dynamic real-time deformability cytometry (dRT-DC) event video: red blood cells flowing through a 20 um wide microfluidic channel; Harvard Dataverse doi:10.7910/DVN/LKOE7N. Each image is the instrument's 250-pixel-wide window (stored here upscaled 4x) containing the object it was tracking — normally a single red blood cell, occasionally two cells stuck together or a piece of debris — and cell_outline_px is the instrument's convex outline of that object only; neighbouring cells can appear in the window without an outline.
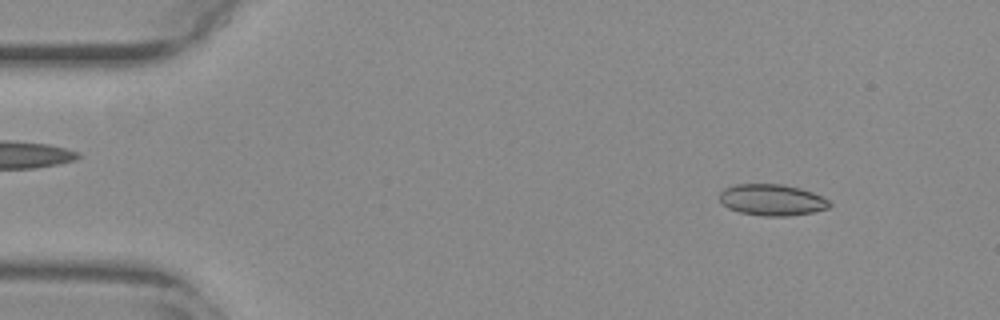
{"species": "common noctule bat (a hibernating species)", "species_latin": "Nyctalus noctula", "temperature_condition": "warm", "stored_images_in_passage": 54, "camera_frame_rate_fps": 3000, "um_per_image_px": 0.085, "animal": {"sex": "female", "body_mass_g": 29.2, "forearm_length_mm": 56.3}, "frame": {"image": 1, "passage_image": 6, "time_ms": 1.667, "image_size_px": [1000, 320], "cell_outline_px": [[832, 204], [828, 208], [812, 212], [788, 216], [764, 216], [740, 212], [728, 208], [720, 200], [720, 192], [724, 188], [736, 184], [784, 184], [800, 188], [812, 192], [832, 200]], "centroid_in_image_um": [65.65, 16.98], "position_along_channel_um": 19.3, "area_um2": 20.17}}
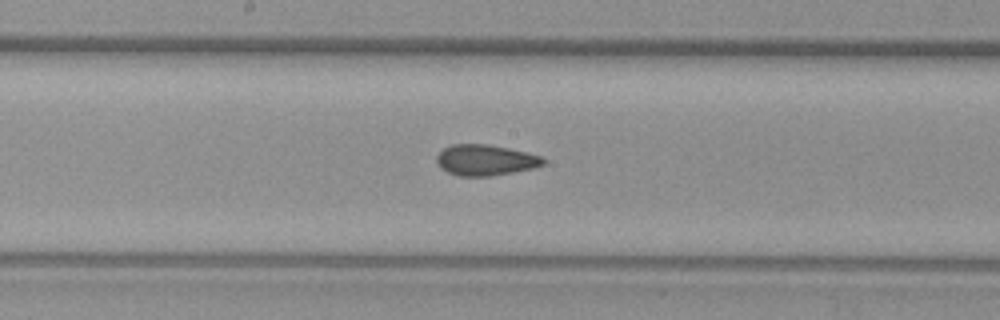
{"frame": {"image": 2, "passage_image": 28, "time_ms": 9.0, "image_size_px": [1000, 320], "cell_outline_px": [[544, 164], [532, 168], [512, 172], [488, 176], [460, 176], [448, 172], [440, 168], [436, 164], [436, 156], [444, 148], [452, 144], [484, 144], [508, 148], [544, 156]], "centroid_in_image_um": [41.23, 13.6], "position_along_channel_um": 207.0, "area_um2": 19.07}}
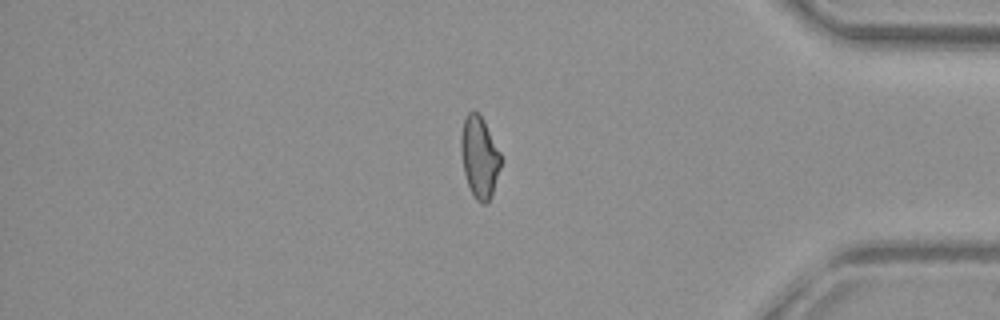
{"frame": {"image": 3, "passage_image": 45, "time_ms": 14.667, "image_size_px": [1000, 320], "cell_outline_px": [[500, 168], [492, 196], [484, 204], [476, 200], [468, 184], [464, 172], [460, 148], [460, 136], [464, 120], [468, 112], [476, 112], [484, 120], [500, 152]], "centroid_in_image_um": [40.75, 13.35], "position_along_channel_um": 394.5, "area_um2": 18.67}, "authors_computed_cell_mechanics": {"area_um2": 19.5364, "velocity_mm_per_s": 3.8405, "shape_relaxation_time_tau1_ms": null, "shape_relaxation_time_tau2_ms": 2.534, "deformation_change_tau1": null, "deformation_change_tau2": 0.088}}